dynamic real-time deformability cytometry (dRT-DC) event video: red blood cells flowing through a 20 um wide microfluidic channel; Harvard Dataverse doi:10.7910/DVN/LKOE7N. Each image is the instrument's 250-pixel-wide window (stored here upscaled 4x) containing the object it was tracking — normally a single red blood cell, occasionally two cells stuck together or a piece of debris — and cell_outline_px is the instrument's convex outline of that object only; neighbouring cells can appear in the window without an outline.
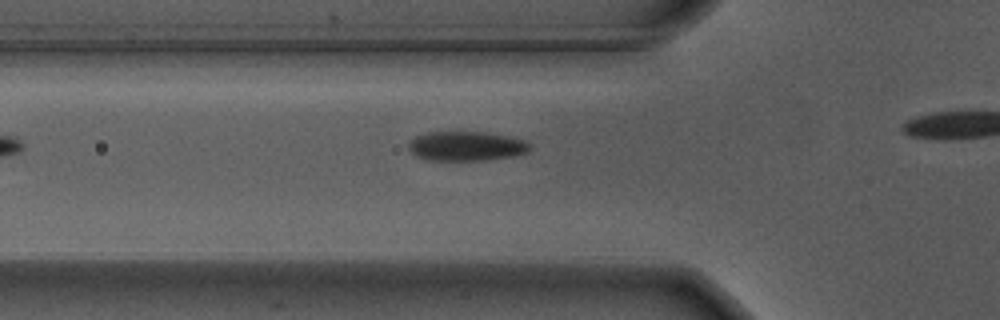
{"species": "Egyptian fruit bat (a non-hibernating species)", "species_latin": "Rousettus aegyptiacus", "temperature_condition": "warm", "stored_images_in_passage": 15, "camera_frame_rate_fps": 3000, "um_per_image_px": 0.085, "animal": {"sex": "male"}, "frame": {"image": 1, "passage_image": 3, "time_ms": 0.667, "image_size_px": [1000, 320], "cell_outline_px": [[532, 148], [528, 152], [512, 156], [484, 160], [428, 160], [416, 156], [408, 148], [408, 144], [416, 136], [428, 132], [484, 132], [508, 136], [524, 140], [532, 144]], "centroid_in_image_um": [39.66, 12.42], "position_along_channel_um": 86.1, "area_um2": 20.81}}
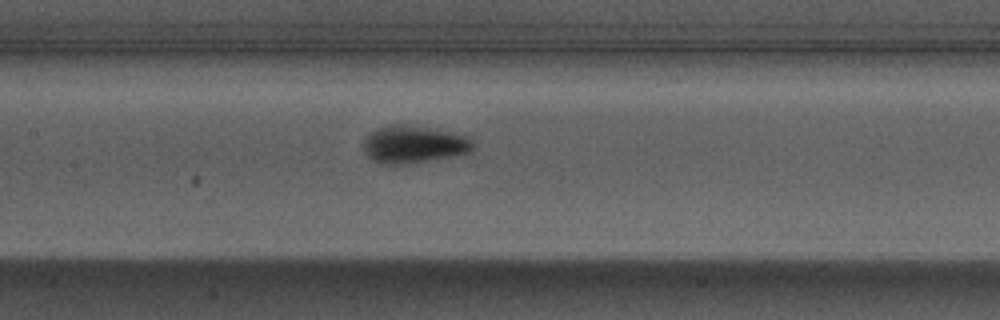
{"frame": {"image": 2, "passage_image": 10, "time_ms": 3.0, "image_size_px": [1000, 320], "cell_outline_px": [[472, 148], [468, 152], [452, 156], [416, 164], [380, 164], [372, 160], [364, 152], [364, 140], [376, 128], [388, 124], [408, 124], [436, 128], [472, 136]], "centroid_in_image_um": [35.18, 12.26], "position_along_channel_um": 172.2, "area_um2": 24.51}}
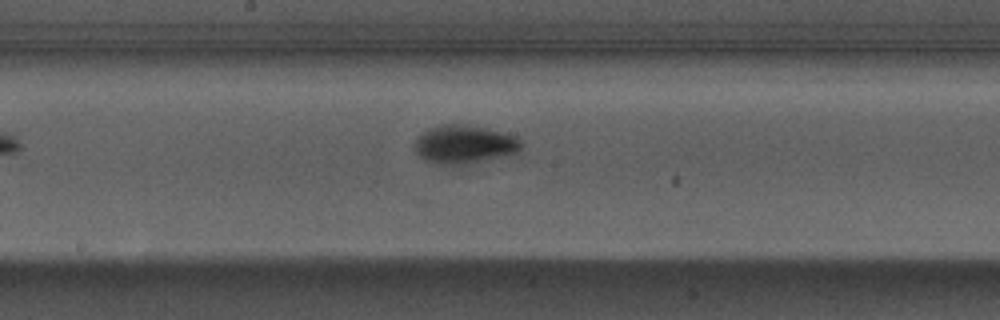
{"frame": {"image": 3, "passage_image": 13, "time_ms": 4.0, "image_size_px": [1000, 320], "cell_outline_px": [[520, 148], [516, 152], [508, 156], [464, 164], [428, 160], [420, 156], [416, 148], [416, 136], [428, 128], [440, 124], [464, 124], [504, 132], [516, 136], [520, 140]], "centroid_in_image_um": [39.51, 12.23], "position_along_channel_um": 208.7, "area_um2": 23.29}}